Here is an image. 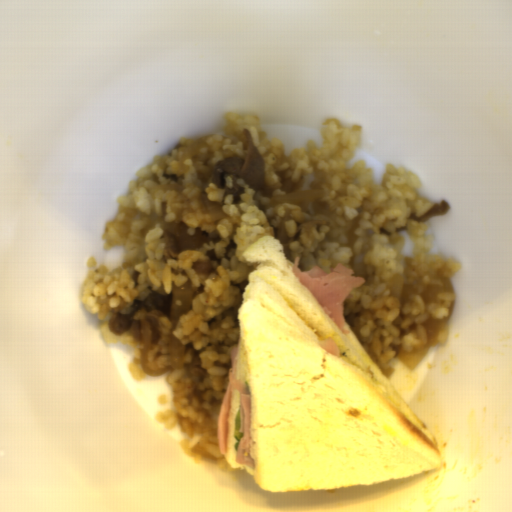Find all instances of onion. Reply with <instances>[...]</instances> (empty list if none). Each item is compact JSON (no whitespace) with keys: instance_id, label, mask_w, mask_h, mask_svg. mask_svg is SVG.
Instances as JSON below:
<instances>
[{"instance_id":"onion-1","label":"onion","mask_w":512,"mask_h":512,"mask_svg":"<svg viewBox=\"0 0 512 512\" xmlns=\"http://www.w3.org/2000/svg\"><path fill=\"white\" fill-rule=\"evenodd\" d=\"M193 293L190 288L180 287L175 288L173 291L171 306L169 310L168 320L172 323V327L168 333V349L169 357L172 365L165 368L153 370L149 366L148 356L153 337L151 325L147 320H140V335H141V348H140V365L145 374L149 377H158L162 374L168 373L171 370H181L184 364L186 347L174 335L176 326L181 316L186 314L192 305Z\"/></svg>"},{"instance_id":"onion-2","label":"onion","mask_w":512,"mask_h":512,"mask_svg":"<svg viewBox=\"0 0 512 512\" xmlns=\"http://www.w3.org/2000/svg\"><path fill=\"white\" fill-rule=\"evenodd\" d=\"M451 321L450 316L440 319H430L424 324L425 326V342L418 344L411 350H400L397 354V359L409 368L415 367L423 356L429 351L432 346L439 343L440 333L446 328Z\"/></svg>"},{"instance_id":"onion-3","label":"onion","mask_w":512,"mask_h":512,"mask_svg":"<svg viewBox=\"0 0 512 512\" xmlns=\"http://www.w3.org/2000/svg\"><path fill=\"white\" fill-rule=\"evenodd\" d=\"M324 189H305L295 192H290L282 195L270 196L269 206H276L279 204H302L311 203L317 199L324 197Z\"/></svg>"}]
</instances>
